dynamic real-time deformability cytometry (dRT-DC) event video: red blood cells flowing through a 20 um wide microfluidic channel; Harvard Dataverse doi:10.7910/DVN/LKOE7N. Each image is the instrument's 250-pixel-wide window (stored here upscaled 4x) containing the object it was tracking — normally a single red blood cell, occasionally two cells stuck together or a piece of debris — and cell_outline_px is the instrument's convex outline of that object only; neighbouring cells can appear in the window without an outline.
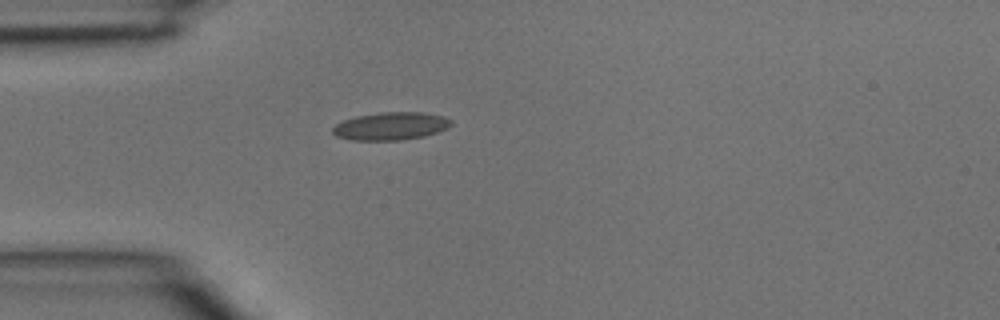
{"species": "common noctule bat (a hibernating species)", "species_latin": "Nyctalus noctula", "temperature_condition": "room temperature", "stored_images_in_passage": 3, "camera_frame_rate_fps": 3000, "um_per_image_px": 0.085, "animal": {"sex": "male", "body_mass_g": 15.6}, "frame": {"image": 1, "passage_image": 3, "time_ms": 0.667, "image_size_px": [1000, 320], "cell_outline_px": [[452, 124], [448, 128], [424, 136], [400, 140], [352, 140], [336, 136], [332, 132], [332, 128], [336, 124], [344, 120], [356, 116], [380, 112], [424, 112], [444, 116], [452, 120]], "centroid_in_image_um": [33.23, 10.71], "position_along_channel_um": 51.8, "area_um2": 19.25}}